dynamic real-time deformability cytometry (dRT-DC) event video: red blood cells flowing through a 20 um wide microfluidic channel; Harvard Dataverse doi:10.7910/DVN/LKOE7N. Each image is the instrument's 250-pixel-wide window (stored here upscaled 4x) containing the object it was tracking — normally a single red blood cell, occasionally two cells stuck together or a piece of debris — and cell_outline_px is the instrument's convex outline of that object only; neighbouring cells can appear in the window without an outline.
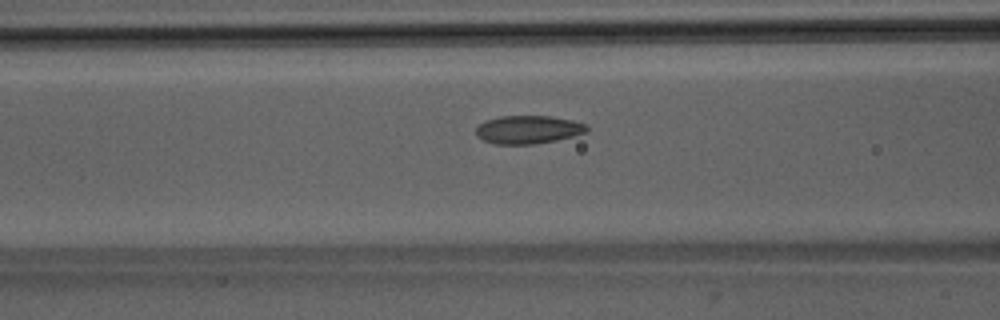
{"species": "Egyptian fruit bat (a non-hibernating species)", "species_latin": "Rousettus aegyptiacus", "temperature_condition": "room temperature", "stored_images_in_passage": 31, "camera_frame_rate_fps": 3000, "um_per_image_px": 0.085, "animal": {"sex": "male"}, "frame": {"image": 1, "passage_image": 10, "time_ms": 3.0, "image_size_px": [1000, 320], "cell_outline_px": [[588, 128], [584, 132], [572, 136], [556, 140], [536, 144], [496, 144], [484, 140], [476, 136], [476, 128], [484, 120], [500, 116], [552, 116], [572, 120], [584, 124]], "centroid_in_image_um": [44.85, 11.01], "position_along_channel_um": 121.8, "area_um2": 18.09}}